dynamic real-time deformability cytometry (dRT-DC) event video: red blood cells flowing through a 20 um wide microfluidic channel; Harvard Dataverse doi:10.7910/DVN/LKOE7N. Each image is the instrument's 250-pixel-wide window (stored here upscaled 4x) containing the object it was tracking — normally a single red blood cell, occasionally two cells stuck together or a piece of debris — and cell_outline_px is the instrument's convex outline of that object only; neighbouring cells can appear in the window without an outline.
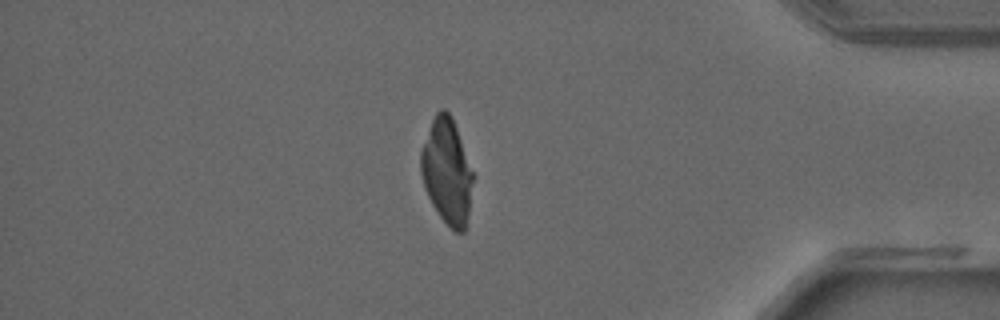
{"species": "common noctule bat (a hibernating species)", "species_latin": "Nyctalus noctula", "temperature_condition": "warm", "stored_images_in_passage": 39, "camera_frame_rate_fps": 3000, "um_per_image_px": 0.085, "animal": {"sex": "male", "forearm_length_mm": 52.5}, "frame": {"image": 1, "passage_image": 33, "time_ms": 10.667, "image_size_px": [1000, 320], "cell_outline_px": [[472, 180], [468, 216], [464, 232], [456, 232], [440, 216], [432, 204], [424, 188], [420, 172], [420, 148], [432, 120], [436, 112], [440, 108], [444, 108], [452, 116], [472, 172]], "centroid_in_image_um": [37.94, 14.53], "position_along_channel_um": 397.3, "area_um2": 31.62}}
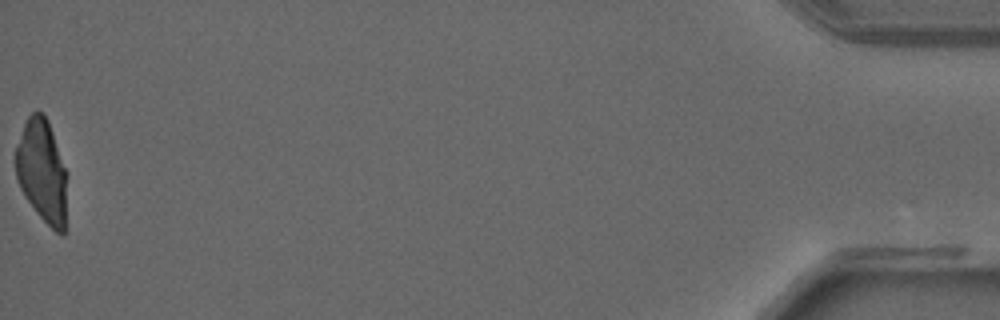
{"frame": {"image": 2, "passage_image": 39, "time_ms": 12.667, "image_size_px": [1000, 320], "cell_outline_px": [[68, 172], [64, 236], [56, 232], [36, 212], [24, 196], [16, 180], [16, 148], [24, 124], [28, 116], [32, 112], [40, 112], [48, 120]], "centroid_in_image_um": [3.6, 14.57], "position_along_channel_um": 431.6, "area_um2": 31.15}}